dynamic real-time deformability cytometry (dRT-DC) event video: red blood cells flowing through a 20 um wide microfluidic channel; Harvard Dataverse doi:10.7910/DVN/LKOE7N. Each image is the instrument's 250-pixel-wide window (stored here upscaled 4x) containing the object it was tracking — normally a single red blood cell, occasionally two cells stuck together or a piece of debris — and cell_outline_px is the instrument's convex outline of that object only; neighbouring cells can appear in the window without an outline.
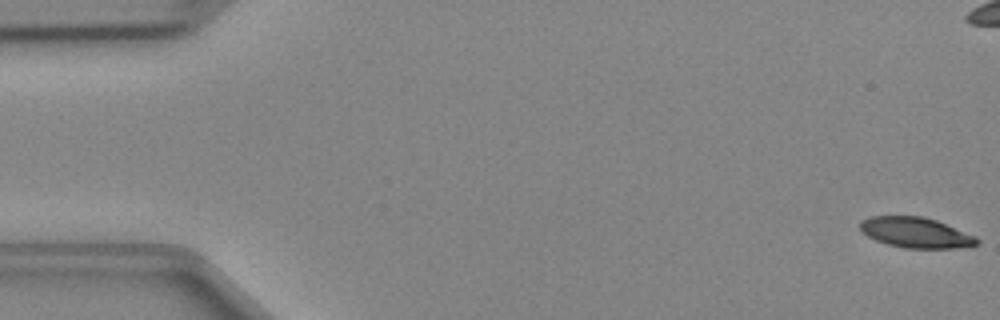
{"species": "Egyptian fruit bat (a non-hibernating species)", "species_latin": "Rousettus aegyptiacus", "temperature_condition": "cold", "stored_images_in_passage": 49, "camera_frame_rate_fps": 3000, "um_per_image_px": 0.085, "animal": {"sex": "female"}, "frame": {"image": 1, "passage_image": 1, "time_ms": 0.0, "image_size_px": [1000, 320], "cell_outline_px": [[980, 240], [976, 244], [956, 248], [904, 248], [888, 244], [876, 240], [868, 236], [860, 228], [860, 220], [868, 216], [924, 216], [936, 220], [976, 236]], "centroid_in_image_um": [77.83, 19.76], "position_along_channel_um": 7.2, "area_um2": 20.63}}
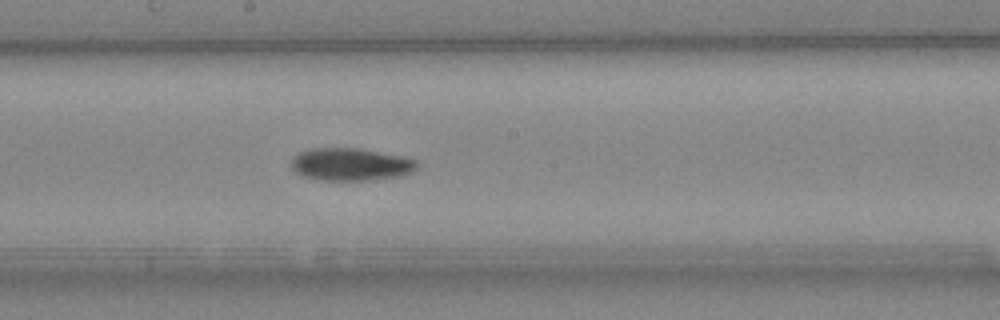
{"frame": {"image": 2, "passage_image": 26, "time_ms": 8.333, "image_size_px": [1000, 320], "cell_outline_px": [[420, 164], [412, 172], [404, 176], [372, 180], [320, 180], [300, 176], [292, 168], [292, 156], [300, 152], [312, 148], [360, 148], [404, 156], [416, 160]], "centroid_in_image_um": [29.84, 13.97], "position_along_channel_um": 218.4, "area_um2": 24.28}}
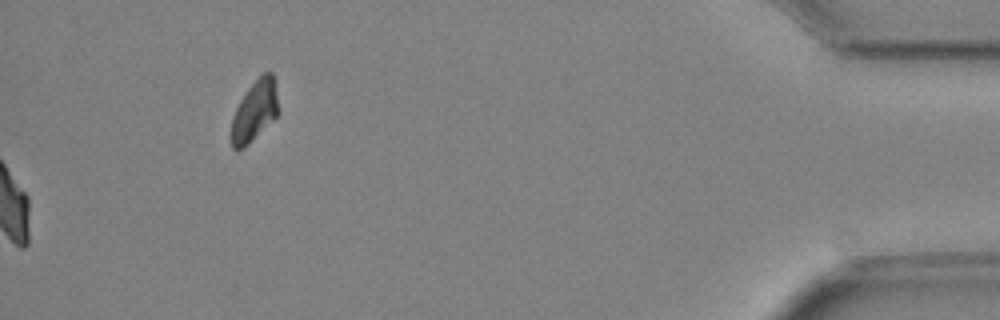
{"frame": {"image": 3, "passage_image": 49, "time_ms": 16.0, "image_size_px": [1000, 320], "cell_outline_px": [[280, 112], [244, 148], [232, 148], [232, 116], [240, 100], [248, 88], [264, 72], [272, 72], [280, 108]], "centroid_in_image_um": [21.67, 9.4], "position_along_channel_um": 413.5, "area_um2": 16.36}}